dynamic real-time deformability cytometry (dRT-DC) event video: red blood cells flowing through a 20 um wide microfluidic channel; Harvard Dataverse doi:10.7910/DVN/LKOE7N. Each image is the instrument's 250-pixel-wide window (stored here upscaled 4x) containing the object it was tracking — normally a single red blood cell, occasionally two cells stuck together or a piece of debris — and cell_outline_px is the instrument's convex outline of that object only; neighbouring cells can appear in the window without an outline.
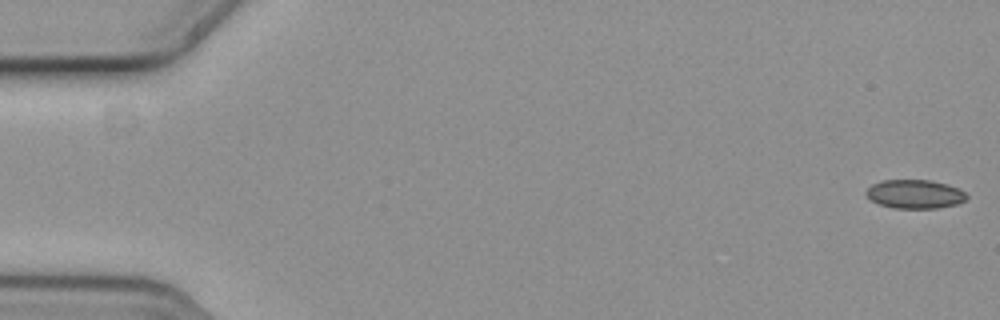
{"species": "common noctule bat (a hibernating species)", "species_latin": "Nyctalus noctula", "temperature_condition": "cold", "stored_images_in_passage": 58, "camera_frame_rate_fps": 3000, "um_per_image_px": 0.085, "animal": {"sex": "female", "body_mass_g": 19.3, "forearm_length_mm": 54.1}, "frame": {"image": 1, "passage_image": 1, "time_ms": 0.0, "image_size_px": [1000, 320], "cell_outline_px": [[968, 196], [964, 200], [956, 204], [940, 208], [892, 208], [880, 204], [872, 200], [864, 192], [872, 184], [884, 180], [928, 180], [960, 188]], "centroid_in_image_um": [77.76, 16.5], "position_along_channel_um": 7.2, "area_um2": 16.7}}
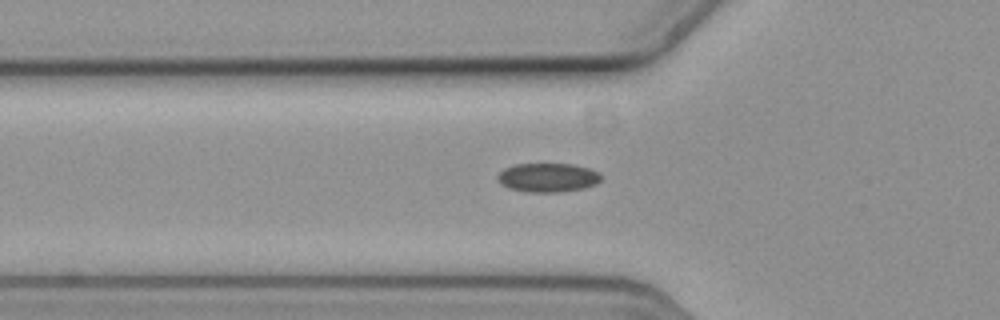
{"frame": {"image": 2, "passage_image": 20, "time_ms": 6.333, "image_size_px": [1000, 320], "cell_outline_px": [[604, 176], [596, 184], [584, 188], [560, 192], [528, 192], [508, 188], [500, 184], [496, 180], [496, 176], [504, 168], [516, 164], [572, 164], [588, 168], [600, 172]], "centroid_in_image_um": [46.56, 15.09], "position_along_channel_um": 79.2, "area_um2": 17.69}}
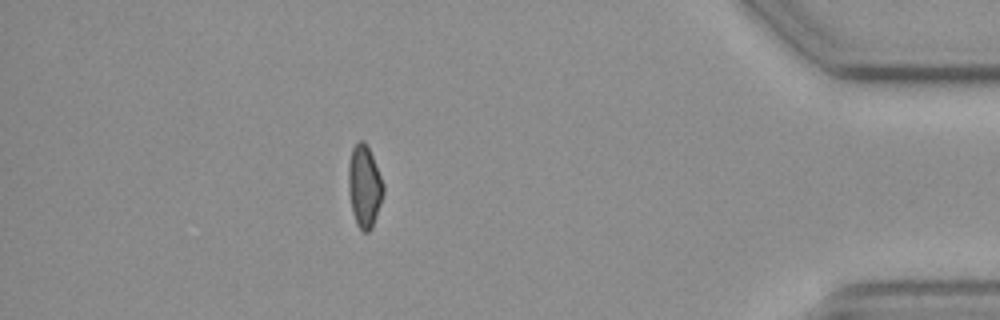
{"frame": {"image": 3, "passage_image": 51, "time_ms": 16.667, "image_size_px": [1000, 320], "cell_outline_px": [[384, 192], [372, 228], [368, 232], [364, 232], [356, 224], [352, 212], [348, 192], [348, 164], [352, 148], [360, 140], [364, 140], [372, 156], [384, 184]], "centroid_in_image_um": [30.95, 15.85], "position_along_channel_um": 404.2, "area_um2": 16.7}, "authors_computed_cell_mechanics": {"area_um2": 17.1955, "velocity_mm_per_s": 3.6181, "shape_relaxation_time_tau1_ms": 11.1258, "shape_relaxation_time_tau2_ms": null, "deformation_change_tau1": 0.1286, "deformation_change_tau2": null}}